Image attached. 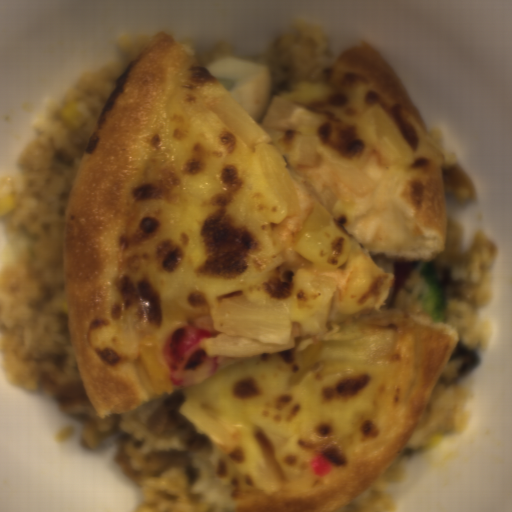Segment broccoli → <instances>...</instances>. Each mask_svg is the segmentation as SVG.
Wrapping results in <instances>:
<instances>
[{
  "instance_id": "obj_1",
  "label": "broccoli",
  "mask_w": 512,
  "mask_h": 512,
  "mask_svg": "<svg viewBox=\"0 0 512 512\" xmlns=\"http://www.w3.org/2000/svg\"><path fill=\"white\" fill-rule=\"evenodd\" d=\"M422 281L420 301L423 310L430 320L447 325L448 303L445 291L439 281L436 269L431 260H421Z\"/></svg>"
}]
</instances>
